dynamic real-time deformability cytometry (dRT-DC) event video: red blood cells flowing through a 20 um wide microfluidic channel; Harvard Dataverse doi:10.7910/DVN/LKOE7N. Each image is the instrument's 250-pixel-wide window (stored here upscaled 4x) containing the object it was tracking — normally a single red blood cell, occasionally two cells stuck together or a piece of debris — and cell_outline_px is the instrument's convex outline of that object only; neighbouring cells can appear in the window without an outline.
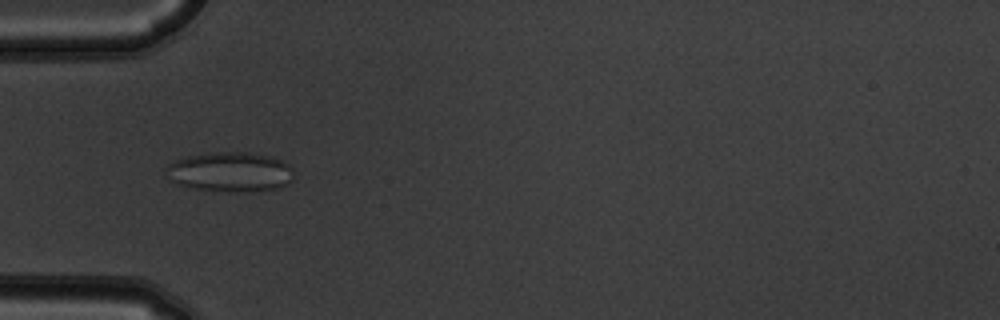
{"species": "common noctule bat (a hibernating species)", "species_latin": "Nyctalus noctula", "temperature_condition": "warm", "stored_images_in_passage": 11, "camera_frame_rate_fps": 3000, "um_per_image_px": 0.085, "animal": {"sex": "male", "body_mass_g": 19.5, "forearm_length_mm": 54.6}, "frame": {"image": 1, "passage_image": 5, "time_ms": 1.333, "image_size_px": [1000, 320], "cell_outline_px": [[292, 180], [276, 188], [252, 192], [228, 192], [192, 188], [176, 184], [168, 180], [164, 168], [168, 164], [176, 160], [188, 156], [216, 152], [248, 152], [272, 156], [288, 164], [292, 168]], "centroid_in_image_um": [19.52, 14.62], "position_along_channel_um": 65.5, "area_um2": 29.82}}
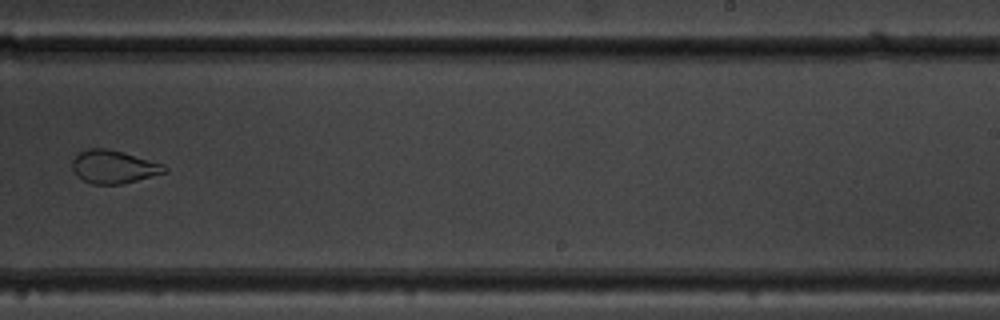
{"frame": {"image": 2, "passage_image": 10, "time_ms": 3.0, "image_size_px": [1000, 320], "cell_outline_px": [[168, 172], [120, 184], [92, 184], [76, 176], [72, 168], [72, 160], [80, 152], [88, 148], [104, 148], [124, 152], [164, 164], [168, 168]], "centroid_in_image_um": [9.67, 14.17], "position_along_channel_um": 279.3, "area_um2": 17.8}}
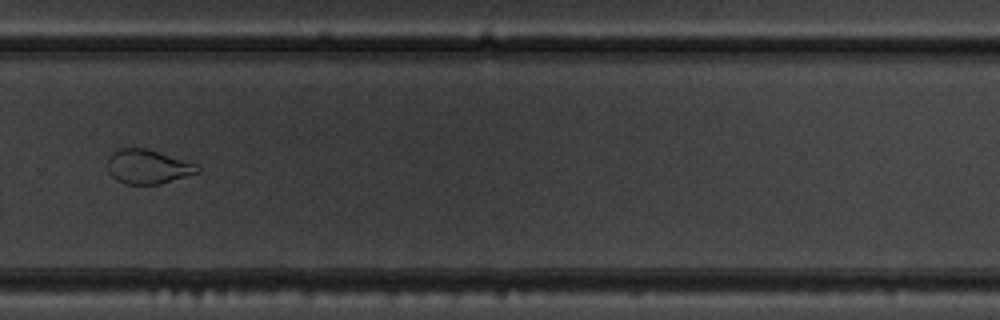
{"frame": {"image": 3, "passage_image": 11, "time_ms": 3.333, "image_size_px": [1000, 320], "cell_outline_px": [[200, 172], [160, 184], [128, 184], [116, 180], [112, 176], [108, 168], [108, 156], [112, 152], [120, 148], [144, 148], [196, 164], [200, 168]], "centroid_in_image_um": [12.55, 14.17], "position_along_channel_um": 317.3, "area_um2": 17.69}}